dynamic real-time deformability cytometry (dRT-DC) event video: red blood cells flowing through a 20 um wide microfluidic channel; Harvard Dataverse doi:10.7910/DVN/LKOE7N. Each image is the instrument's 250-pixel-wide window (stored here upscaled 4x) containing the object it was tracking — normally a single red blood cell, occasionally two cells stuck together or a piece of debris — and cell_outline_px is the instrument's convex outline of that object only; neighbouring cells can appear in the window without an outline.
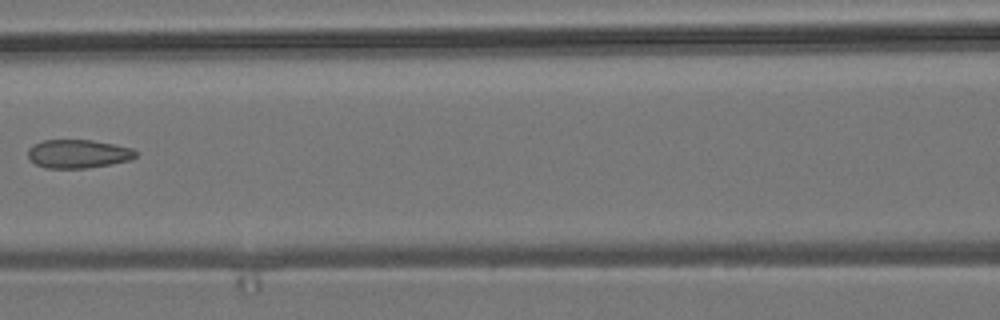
{"species": "common noctule bat (a hibernating species)", "species_latin": "Nyctalus noctula", "temperature_condition": "room temperature", "stored_images_in_passage": 8, "camera_frame_rate_fps": 3000, "um_per_image_px": 0.085, "animal": {"sex": "male", "body_mass_g": 19.2, "forearm_length_mm": 51.8}, "frame": {"image": 1, "passage_image": 7, "time_ms": 7.0, "image_size_px": [1000, 320], "cell_outline_px": [[136, 156], [132, 160], [84, 168], [44, 168], [36, 164], [28, 156], [28, 148], [44, 140], [92, 140], [132, 148], [136, 152]], "centroid_in_image_um": [6.64, 13.07], "position_along_channel_um": 160.0, "area_um2": 17.69}}
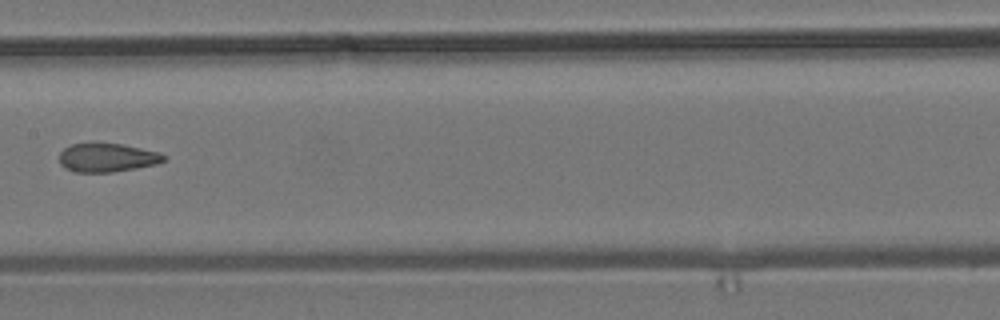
{"frame": {"image": 2, "passage_image": 8, "time_ms": 8.0, "image_size_px": [1000, 320], "cell_outline_px": [[168, 156], [164, 160], [156, 164], [136, 168], [112, 172], [76, 172], [64, 168], [60, 164], [60, 152], [64, 148], [72, 144], [120, 144], [160, 152]], "centroid_in_image_um": [9.12, 13.41], "position_along_channel_um": 198.3, "area_um2": 17.28}}